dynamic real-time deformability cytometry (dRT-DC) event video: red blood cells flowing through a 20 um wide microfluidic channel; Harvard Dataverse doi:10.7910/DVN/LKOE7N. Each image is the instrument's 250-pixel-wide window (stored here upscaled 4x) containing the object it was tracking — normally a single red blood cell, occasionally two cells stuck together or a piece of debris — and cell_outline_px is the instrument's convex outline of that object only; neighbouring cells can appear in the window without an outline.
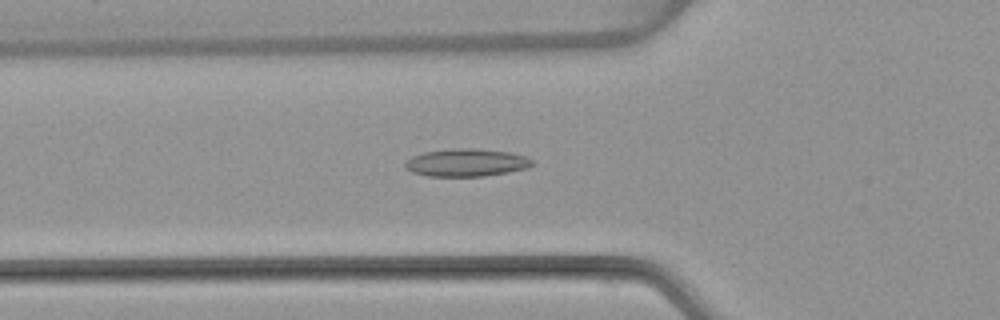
{"species": "common noctule bat (a hibernating species)", "species_latin": "Nyctalus noctula", "temperature_condition": "warm", "stored_images_in_passage": 53, "camera_frame_rate_fps": 3000, "um_per_image_px": 0.085, "animal": {"sex": "female", "body_mass_g": 22.7, "forearm_length_mm": 54.2}, "frame": {"image": 1, "passage_image": 19, "time_ms": 6.0, "image_size_px": [1000, 320], "cell_outline_px": [[536, 164], [528, 168], [508, 172], [484, 176], [428, 176], [412, 172], [404, 168], [404, 164], [412, 156], [424, 152], [456, 148], [472, 148], [508, 152], [524, 156], [532, 160]], "centroid_in_image_um": [39.64, 13.83], "position_along_channel_um": 86.2, "area_um2": 20.46}}
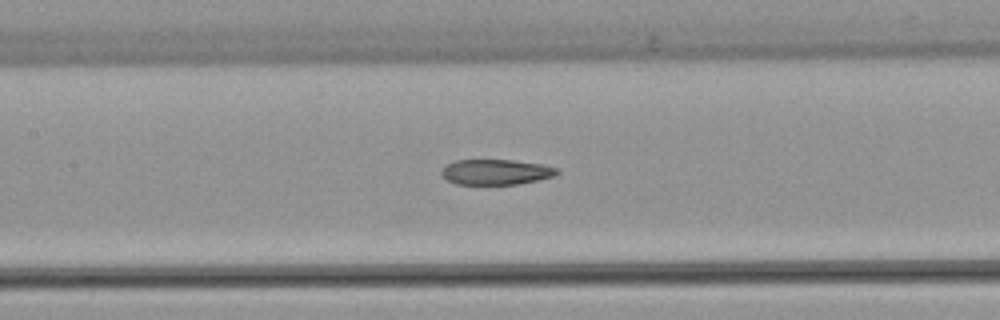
{"frame": {"image": 2, "passage_image": 25, "time_ms": 8.0, "image_size_px": [1000, 320], "cell_outline_px": [[560, 172], [552, 176], [536, 180], [516, 184], [456, 184], [448, 180], [440, 172], [448, 164], [456, 160], [512, 160], [544, 164], [556, 168]], "centroid_in_image_um": [42.16, 14.61], "position_along_channel_um": 165.2, "area_um2": 16.82}}
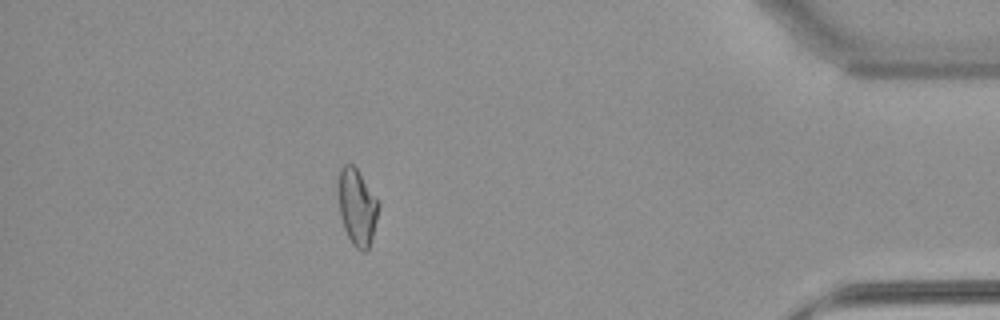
{"frame": {"image": 3, "passage_image": 47, "time_ms": 15.333, "image_size_px": [1000, 320], "cell_outline_px": [[380, 204], [372, 236], [368, 248], [364, 252], [360, 252], [352, 244], [344, 228], [340, 216], [340, 168], [344, 164], [352, 164], [356, 168], [380, 200]], "centroid_in_image_um": [30.39, 17.61], "position_along_channel_um": 404.8, "area_um2": 17.63}, "authors_computed_cell_mechanics": {"area_um2": 19.0162, "velocity_mm_per_s": 3.9183, "shape_relaxation_time_tau1_ms": null, "shape_relaxation_time_tau2_ms": 3.4314, "deformation_change_tau1": null, "deformation_change_tau2": 0.1137}}